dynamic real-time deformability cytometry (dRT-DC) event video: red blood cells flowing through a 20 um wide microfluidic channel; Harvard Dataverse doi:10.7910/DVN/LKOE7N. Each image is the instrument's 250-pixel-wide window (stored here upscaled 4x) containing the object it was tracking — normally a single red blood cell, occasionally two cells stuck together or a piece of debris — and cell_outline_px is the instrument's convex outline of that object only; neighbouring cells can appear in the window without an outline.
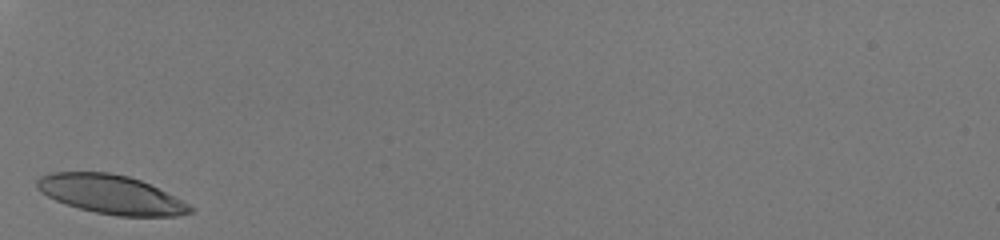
{"species": "human", "species_latin": "Homo sapiens", "temperature_condition": "room temperature", "stored_images_in_passage": 25, "camera_frame_rate_fps": 3000, "um_per_image_px": 0.085, "donor": {"sex": "male"}, "frame": {"image": 1, "passage_image": 1, "time_ms": 0.0, "image_size_px": [1000, 240], "cell_outline_px": [[196, 208], [192, 212], [176, 216], [120, 216], [96, 212], [80, 208], [56, 200], [40, 192], [36, 188], [36, 180], [40, 176], [52, 172], [108, 172], [128, 176], [140, 180]], "centroid_in_image_um": [9.4, 16.52], "position_along_channel_um": 75.6, "area_um2": 34.22}}
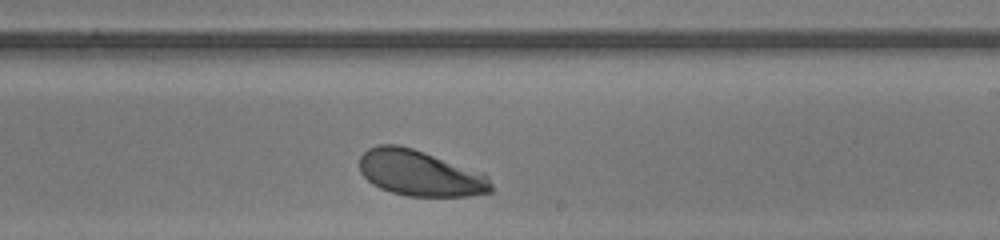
{"frame": {"image": 2, "passage_image": 15, "time_ms": 4.667, "image_size_px": [1000, 240], "cell_outline_px": [[492, 192], [468, 196], [408, 196], [392, 192], [380, 188], [372, 184], [360, 172], [360, 156], [368, 148], [376, 144], [396, 144], [412, 148], [484, 172], [488, 176], [492, 184]], "centroid_in_image_um": [35.72, 14.71], "position_along_channel_um": 253.3, "area_um2": 35.32}}
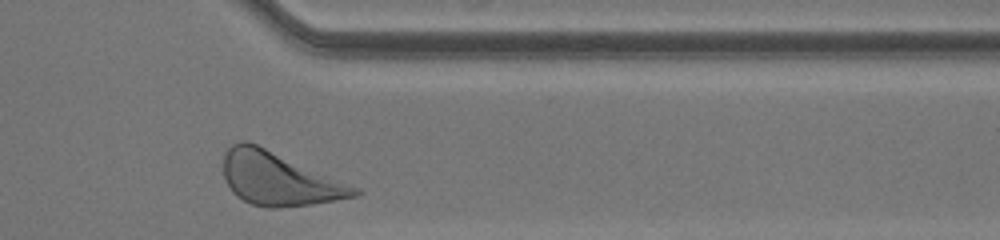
{"frame": {"image": 3, "passage_image": 25, "time_ms": 8.0, "image_size_px": [1000, 240], "cell_outline_px": [[360, 196], [312, 204], [276, 208], [268, 208], [252, 204], [236, 196], [232, 192], [224, 176], [224, 152], [232, 144], [240, 140], [248, 140], [360, 188]], "centroid_in_image_um": [23.71, 15.19], "position_along_channel_um": 387.7, "area_um2": 40.58}, "authors_computed_cell_mechanics": {"area_um2": 35.3158, "velocity_mm_per_s": 3.9995, "shape_relaxation_time_tau1_ms": 1.5651, "shape_relaxation_time_tau2_ms": null, "deformation_change_tau1": 0.1292, "deformation_change_tau2": null}}